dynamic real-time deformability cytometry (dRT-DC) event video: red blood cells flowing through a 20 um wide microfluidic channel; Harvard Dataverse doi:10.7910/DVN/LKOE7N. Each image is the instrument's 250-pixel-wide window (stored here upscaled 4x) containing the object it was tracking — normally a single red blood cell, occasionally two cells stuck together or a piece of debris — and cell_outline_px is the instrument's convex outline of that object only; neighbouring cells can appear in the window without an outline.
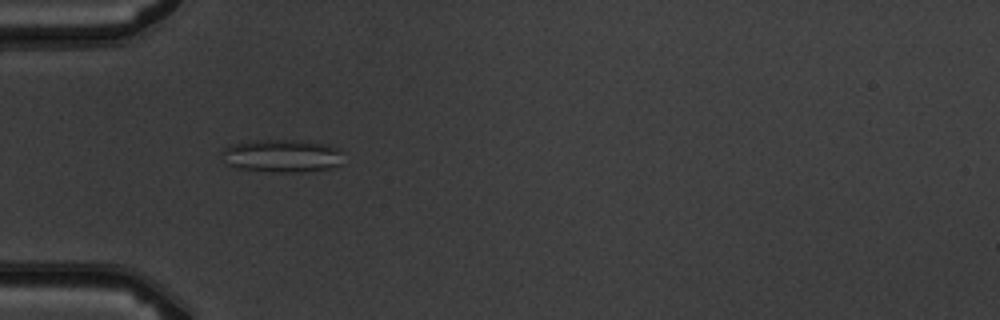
{"species": "common noctule bat (a hibernating species)", "species_latin": "Nyctalus noctula", "temperature_condition": "warm", "stored_images_in_passage": 2, "camera_frame_rate_fps": 3000, "um_per_image_px": 0.085, "animal": {"sex": "male", "body_mass_g": 19.5, "forearm_length_mm": 54.6}, "frame": {"image": 1, "passage_image": 1, "time_ms": 0.0, "image_size_px": [1000, 320], "cell_outline_px": [[340, 164], [328, 168], [304, 172], [272, 172], [236, 168], [228, 164], [220, 152], [224, 148], [232, 144], [256, 140], [300, 140], [324, 144], [340, 148]], "centroid_in_image_um": [23.93, 13.25], "position_along_channel_um": 61.1, "area_um2": 23.18}}
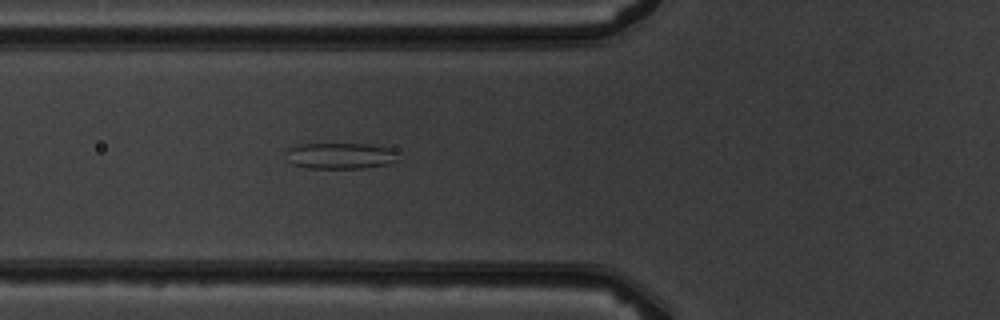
{"frame": {"image": 2, "passage_image": 2, "time_ms": 1.0, "image_size_px": [1000, 320], "cell_outline_px": [[396, 160], [388, 164], [364, 168], [308, 168], [292, 164], [288, 160], [284, 148], [296, 144], [368, 144], [392, 148], [396, 152]], "centroid_in_image_um": [28.86, 13.23], "position_along_channel_um": 96.9, "area_um2": 17.22}}